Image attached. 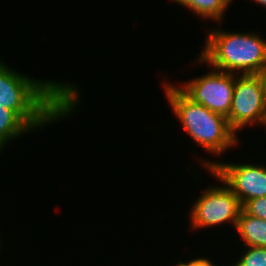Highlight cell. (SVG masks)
<instances>
[{
	"label": "cell",
	"mask_w": 266,
	"mask_h": 266,
	"mask_svg": "<svg viewBox=\"0 0 266 266\" xmlns=\"http://www.w3.org/2000/svg\"><path fill=\"white\" fill-rule=\"evenodd\" d=\"M13 69L0 60V105L15 111L33 130L66 120L80 106L81 90L74 82L36 79Z\"/></svg>",
	"instance_id": "6da1fadb"
},
{
	"label": "cell",
	"mask_w": 266,
	"mask_h": 266,
	"mask_svg": "<svg viewBox=\"0 0 266 266\" xmlns=\"http://www.w3.org/2000/svg\"><path fill=\"white\" fill-rule=\"evenodd\" d=\"M209 30L194 66L199 63L237 75L266 74V39L261 35L219 27Z\"/></svg>",
	"instance_id": "7a4b0ae2"
},
{
	"label": "cell",
	"mask_w": 266,
	"mask_h": 266,
	"mask_svg": "<svg viewBox=\"0 0 266 266\" xmlns=\"http://www.w3.org/2000/svg\"><path fill=\"white\" fill-rule=\"evenodd\" d=\"M161 84L172 114L197 146L220 158L225 151L240 144V136L230 128L226 117L193 102L176 83L164 80Z\"/></svg>",
	"instance_id": "3957f363"
},
{
	"label": "cell",
	"mask_w": 266,
	"mask_h": 266,
	"mask_svg": "<svg viewBox=\"0 0 266 266\" xmlns=\"http://www.w3.org/2000/svg\"><path fill=\"white\" fill-rule=\"evenodd\" d=\"M221 185L204 188L202 194L193 204L191 203L189 221L192 230L214 228L229 223L235 229L238 217L242 211V204L230 188L211 170L207 169Z\"/></svg>",
	"instance_id": "277c9868"
},
{
	"label": "cell",
	"mask_w": 266,
	"mask_h": 266,
	"mask_svg": "<svg viewBox=\"0 0 266 266\" xmlns=\"http://www.w3.org/2000/svg\"><path fill=\"white\" fill-rule=\"evenodd\" d=\"M266 120V74L237 75L232 105L227 117L237 134L247 126L264 125Z\"/></svg>",
	"instance_id": "5b68a950"
},
{
	"label": "cell",
	"mask_w": 266,
	"mask_h": 266,
	"mask_svg": "<svg viewBox=\"0 0 266 266\" xmlns=\"http://www.w3.org/2000/svg\"><path fill=\"white\" fill-rule=\"evenodd\" d=\"M210 68L205 75L181 82L177 87L193 102L227 118L232 105L236 74Z\"/></svg>",
	"instance_id": "8992f818"
},
{
	"label": "cell",
	"mask_w": 266,
	"mask_h": 266,
	"mask_svg": "<svg viewBox=\"0 0 266 266\" xmlns=\"http://www.w3.org/2000/svg\"><path fill=\"white\" fill-rule=\"evenodd\" d=\"M201 167L211 169L234 193L242 206L250 199L266 196V165L226 163L202 159Z\"/></svg>",
	"instance_id": "52a82bcc"
},
{
	"label": "cell",
	"mask_w": 266,
	"mask_h": 266,
	"mask_svg": "<svg viewBox=\"0 0 266 266\" xmlns=\"http://www.w3.org/2000/svg\"><path fill=\"white\" fill-rule=\"evenodd\" d=\"M234 230L244 242V247L266 248V220L251 216L242 209Z\"/></svg>",
	"instance_id": "ba28073f"
},
{
	"label": "cell",
	"mask_w": 266,
	"mask_h": 266,
	"mask_svg": "<svg viewBox=\"0 0 266 266\" xmlns=\"http://www.w3.org/2000/svg\"><path fill=\"white\" fill-rule=\"evenodd\" d=\"M33 132L35 131L15 111L0 105V155L13 140Z\"/></svg>",
	"instance_id": "9c48e42d"
},
{
	"label": "cell",
	"mask_w": 266,
	"mask_h": 266,
	"mask_svg": "<svg viewBox=\"0 0 266 266\" xmlns=\"http://www.w3.org/2000/svg\"><path fill=\"white\" fill-rule=\"evenodd\" d=\"M192 11L202 20H212L222 25L225 11L233 0H171ZM221 22V23H220Z\"/></svg>",
	"instance_id": "30bf717a"
},
{
	"label": "cell",
	"mask_w": 266,
	"mask_h": 266,
	"mask_svg": "<svg viewBox=\"0 0 266 266\" xmlns=\"http://www.w3.org/2000/svg\"><path fill=\"white\" fill-rule=\"evenodd\" d=\"M246 251L242 252L236 260L241 266H266V248L265 247H244Z\"/></svg>",
	"instance_id": "8fae6325"
},
{
	"label": "cell",
	"mask_w": 266,
	"mask_h": 266,
	"mask_svg": "<svg viewBox=\"0 0 266 266\" xmlns=\"http://www.w3.org/2000/svg\"><path fill=\"white\" fill-rule=\"evenodd\" d=\"M242 209L251 216L266 220V196L248 200Z\"/></svg>",
	"instance_id": "7c38bea8"
},
{
	"label": "cell",
	"mask_w": 266,
	"mask_h": 266,
	"mask_svg": "<svg viewBox=\"0 0 266 266\" xmlns=\"http://www.w3.org/2000/svg\"><path fill=\"white\" fill-rule=\"evenodd\" d=\"M212 259H208V258H206V256L205 257H196L195 259H189V261L187 260V261H178V264L180 265V266H216V264L215 263H213L212 261H211Z\"/></svg>",
	"instance_id": "4fadbf2b"
},
{
	"label": "cell",
	"mask_w": 266,
	"mask_h": 266,
	"mask_svg": "<svg viewBox=\"0 0 266 266\" xmlns=\"http://www.w3.org/2000/svg\"><path fill=\"white\" fill-rule=\"evenodd\" d=\"M251 1H253L254 3H257V4L261 5L262 7L266 8V0H251Z\"/></svg>",
	"instance_id": "5bb4252c"
},
{
	"label": "cell",
	"mask_w": 266,
	"mask_h": 266,
	"mask_svg": "<svg viewBox=\"0 0 266 266\" xmlns=\"http://www.w3.org/2000/svg\"><path fill=\"white\" fill-rule=\"evenodd\" d=\"M232 266V265H231ZM233 266H241L237 261H236V263H235V261H234V263H233Z\"/></svg>",
	"instance_id": "9a60e30c"
}]
</instances>
